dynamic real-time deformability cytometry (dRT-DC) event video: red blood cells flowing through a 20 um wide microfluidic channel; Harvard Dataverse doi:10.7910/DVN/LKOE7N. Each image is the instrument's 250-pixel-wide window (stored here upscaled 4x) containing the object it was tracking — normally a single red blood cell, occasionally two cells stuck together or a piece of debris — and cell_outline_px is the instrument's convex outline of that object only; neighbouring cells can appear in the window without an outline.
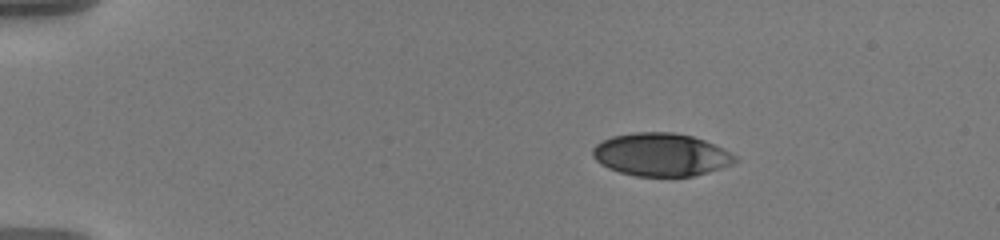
{"species": "human", "species_latin": "Homo sapiens", "temperature_condition": "warm", "stored_images_in_passage": 48, "camera_frame_rate_fps": 3000, "um_per_image_px": 0.085, "donor": {"sex": "male"}, "frame": {"image": 1, "passage_image": 1, "time_ms": 0.0, "image_size_px": [1000, 240], "cell_outline_px": [[740, 160], [732, 164], [708, 172], [692, 176], [636, 176], [620, 172], [608, 168], [600, 164], [592, 156], [592, 148], [596, 144], [612, 136], [636, 132], [672, 132], [692, 136], [704, 140], [736, 156]], "centroid_in_image_um": [56.16, 13.14], "position_along_channel_um": 28.8, "area_um2": 35.43}}
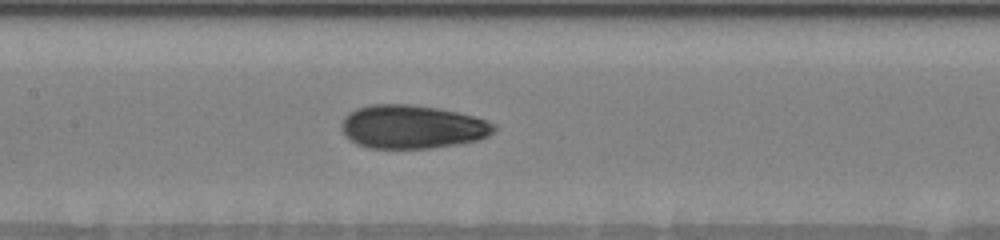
{"frame": {"image": 2, "passage_image": 20, "time_ms": 6.333, "image_size_px": [1000, 240], "cell_outline_px": [[496, 128], [488, 136], [476, 140], [456, 144], [428, 148], [368, 148], [356, 144], [344, 136], [340, 128], [340, 124], [344, 116], [348, 112], [356, 108], [372, 104], [412, 104], [440, 108], [476, 116], [496, 124]], "centroid_in_image_um": [34.99, 10.76], "position_along_channel_um": 172.4, "area_um2": 39.07}}
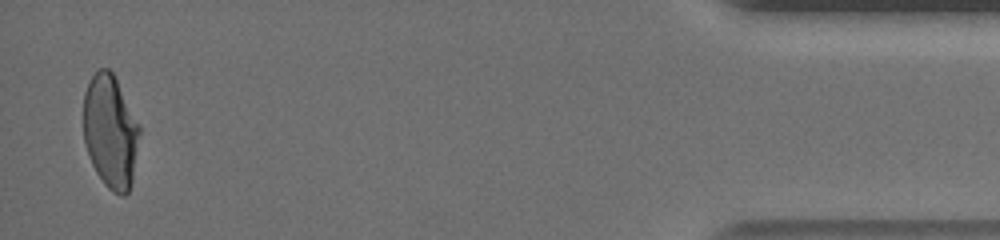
{"frame": {"image": 3, "passage_image": 47, "time_ms": 15.333, "image_size_px": [1000, 240], "cell_outline_px": [[140, 132], [132, 180], [128, 192], [124, 196], [120, 196], [112, 192], [104, 184], [96, 172], [88, 156], [84, 140], [84, 92], [92, 76], [100, 68], [108, 68], [112, 72], [140, 124]], "centroid_in_image_um": [9.39, 11.2], "position_along_channel_um": 425.8, "area_um2": 36.99}, "authors_computed_cell_mechanics": {"area_um2": 37.3677, "velocity_mm_per_s": 3.5908, "shape_relaxation_time_tau1_ms": 6.3698, "shape_relaxation_time_tau2_ms": 1.3721, "deformation_change_tau1": 0.1979, "deformation_change_tau2": 0.0654}}